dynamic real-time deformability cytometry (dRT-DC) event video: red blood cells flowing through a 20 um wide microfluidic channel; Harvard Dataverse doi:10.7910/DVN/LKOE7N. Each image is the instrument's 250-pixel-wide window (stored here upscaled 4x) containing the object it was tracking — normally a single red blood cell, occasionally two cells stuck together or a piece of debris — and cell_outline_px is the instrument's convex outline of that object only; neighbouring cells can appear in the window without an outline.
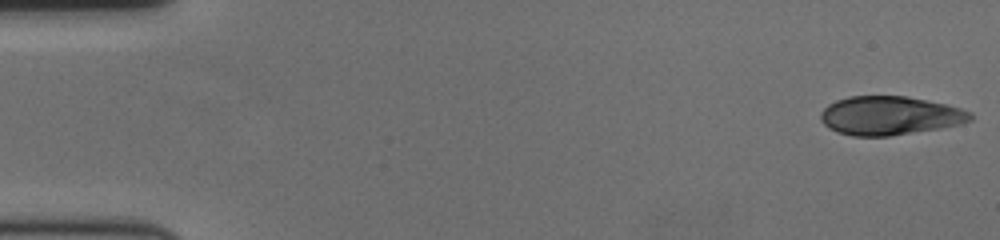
{"species": "human", "species_latin": "Homo sapiens", "temperature_condition": "cold", "stored_images_in_passage": 57, "camera_frame_rate_fps": 3000, "um_per_image_px": 0.085, "donor": {"sex": "female"}, "frame": {"image": 1, "passage_image": 1, "time_ms": 0.0, "image_size_px": [1000, 240], "cell_outline_px": [[972, 120], [940, 128], [888, 136], [852, 136], [836, 132], [828, 128], [820, 120], [820, 112], [828, 104], [836, 100], [848, 96], [908, 96], [944, 104], [960, 108], [972, 112]], "centroid_in_image_um": [75.58, 9.82], "position_along_channel_um": 9.4, "area_um2": 33.76}}
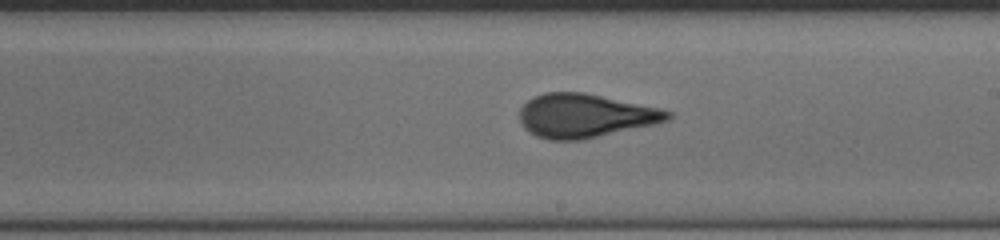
{"frame": {"image": 2, "passage_image": 33, "time_ms": 10.667, "image_size_px": [1000, 240], "cell_outline_px": [[672, 116], [668, 120], [656, 124], [580, 140], [548, 140], [536, 136], [528, 132], [524, 128], [520, 120], [520, 108], [532, 96], [544, 92], [584, 92], [660, 108], [672, 112]], "centroid_in_image_um": [49.71, 9.83], "position_along_channel_um": 239.3, "area_um2": 37.86}}
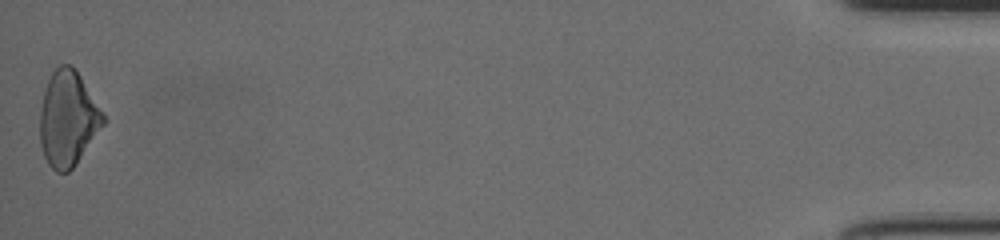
{"frame": {"image": 3, "passage_image": 57, "time_ms": 18.667, "image_size_px": [1000, 240], "cell_outline_px": [[104, 124], [76, 164], [68, 172], [56, 172], [48, 164], [44, 156], [40, 144], [40, 112], [44, 92], [48, 80], [52, 72], [60, 64], [68, 64], [80, 76], [104, 116]], "centroid_in_image_um": [5.74, 10.12], "position_along_channel_um": 429.5, "area_um2": 34.45}, "authors_computed_cell_mechanics": {"area_um2": 36.0094, "velocity_mm_per_s": 3.5929, "shape_relaxation_time_tau1_ms": 6.2075, "shape_relaxation_time_tau2_ms": 0.7627, "deformation_change_tau1": 0.1594, "deformation_change_tau2": 0.0338}}